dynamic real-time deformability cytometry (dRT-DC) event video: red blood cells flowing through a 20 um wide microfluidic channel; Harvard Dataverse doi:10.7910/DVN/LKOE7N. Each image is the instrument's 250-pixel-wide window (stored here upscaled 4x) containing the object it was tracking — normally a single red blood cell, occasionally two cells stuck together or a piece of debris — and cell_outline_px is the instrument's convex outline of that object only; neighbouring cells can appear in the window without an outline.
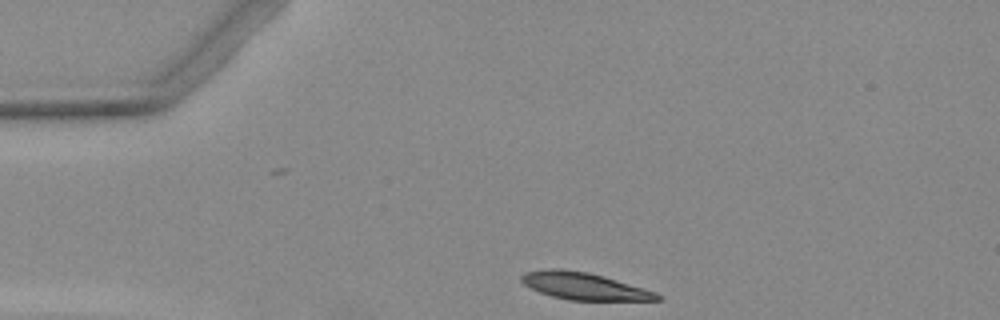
{"species": "Egyptian fruit bat (a non-hibernating species)", "species_latin": "Rousettus aegyptiacus", "temperature_condition": "warm", "stored_images_in_passage": 2, "camera_frame_rate_fps": 3000, "um_per_image_px": 0.085, "animal": {"sex": "female"}, "frame": {"image": 1, "passage_image": 1, "time_ms": 0.0, "image_size_px": [1000, 320], "cell_outline_px": [[660, 300], [568, 300], [552, 296], [540, 292], [524, 284], [520, 280], [520, 276], [524, 272], [548, 268], [564, 268], [588, 272], [604, 276], [656, 292], [660, 296]], "centroid_in_image_um": [49.6, 24.3], "position_along_channel_um": 35.4, "area_um2": 21.39}}